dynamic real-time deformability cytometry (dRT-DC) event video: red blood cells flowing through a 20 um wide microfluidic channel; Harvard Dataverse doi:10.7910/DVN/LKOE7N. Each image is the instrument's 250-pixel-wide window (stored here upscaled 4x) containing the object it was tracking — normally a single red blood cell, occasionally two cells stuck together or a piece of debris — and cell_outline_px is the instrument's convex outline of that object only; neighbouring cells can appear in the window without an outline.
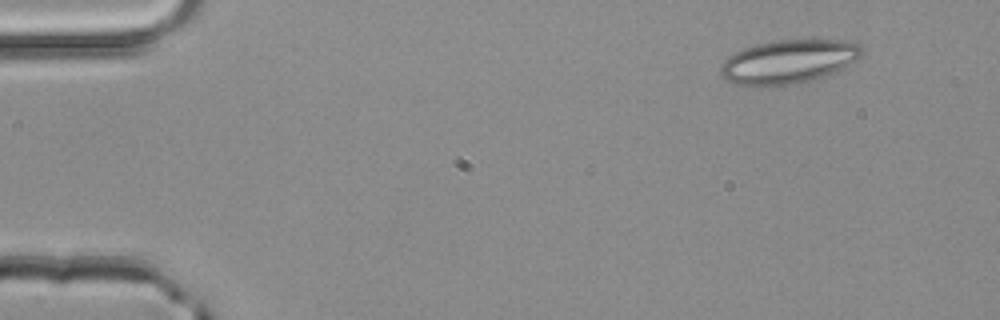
{"species": "common noctule bat (a hibernating species)", "species_latin": "Nyctalus noctula", "temperature_condition": "room temperature", "stored_images_in_passage": 2, "camera_frame_rate_fps": 3000, "um_per_image_px": 0.085, "animal": {"sex": "male", "body_mass_g": 20.4}, "frame": {"image": 1, "passage_image": 1, "time_ms": 0.0, "image_size_px": [1000, 320], "cell_outline_px": [[864, 52], [856, 60], [844, 68], [828, 76], [796, 84], [760, 88], [732, 84], [724, 80], [720, 76], [720, 68], [724, 60], [728, 56], [744, 48], [756, 44], [776, 40], [856, 40], [864, 48]], "centroid_in_image_um": [67.03, 5.27], "position_along_channel_um": 18.0, "area_um2": 37.11}}